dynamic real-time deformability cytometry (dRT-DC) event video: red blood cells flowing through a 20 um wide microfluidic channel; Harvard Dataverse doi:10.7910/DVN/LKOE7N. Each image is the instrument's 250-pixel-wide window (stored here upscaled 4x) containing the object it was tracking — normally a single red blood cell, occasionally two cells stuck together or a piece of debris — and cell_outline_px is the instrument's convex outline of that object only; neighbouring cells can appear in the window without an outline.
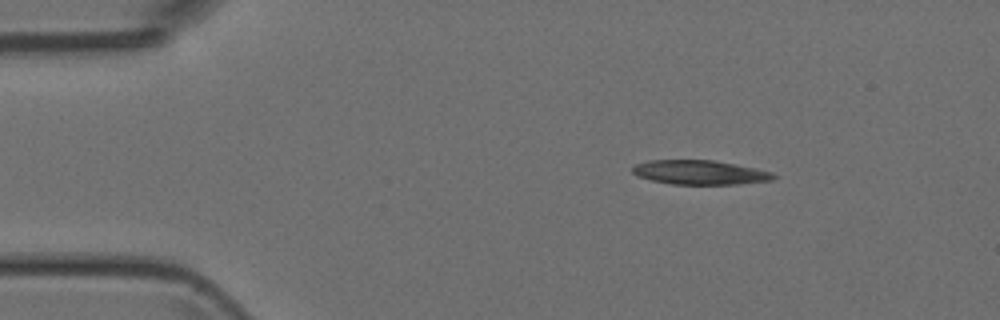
{"species": "Egyptian fruit bat (a non-hibernating species)", "species_latin": "Rousettus aegyptiacus", "temperature_condition": "room temperature", "stored_images_in_passage": 4, "camera_frame_rate_fps": 3000, "um_per_image_px": 0.085, "animal": {"sex": "female"}, "frame": {"image": 1, "passage_image": 1, "time_ms": 0.0, "image_size_px": [1000, 320], "cell_outline_px": [[776, 176], [772, 180], [740, 184], [672, 184], [652, 180], [636, 176], [632, 172], [632, 168], [636, 164], [652, 160], [712, 160], [772, 172]], "centroid_in_image_um": [59.45, 14.66], "position_along_channel_um": 25.5, "area_um2": 19.65}}
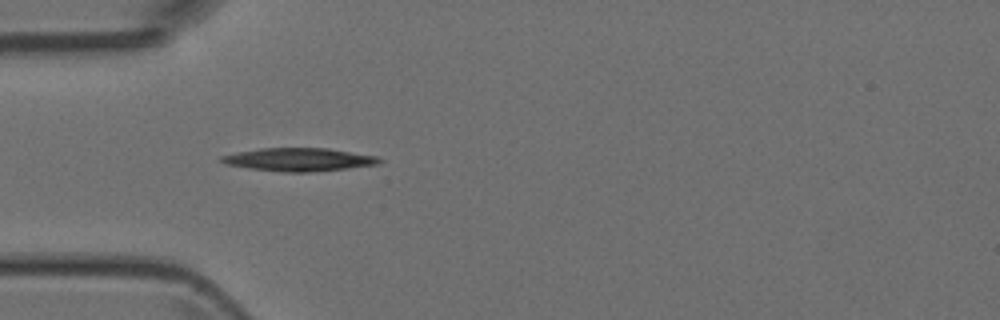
{"frame": {"image": 2, "passage_image": 3, "time_ms": 2.333, "image_size_px": [1000, 320], "cell_outline_px": [[384, 160], [380, 164], [348, 168], [308, 172], [284, 172], [248, 168], [224, 164], [220, 160], [220, 156], [260, 148], [328, 148], [376, 156]], "centroid_in_image_um": [25.42, 13.56], "position_along_channel_um": 59.6, "area_um2": 21.21}}
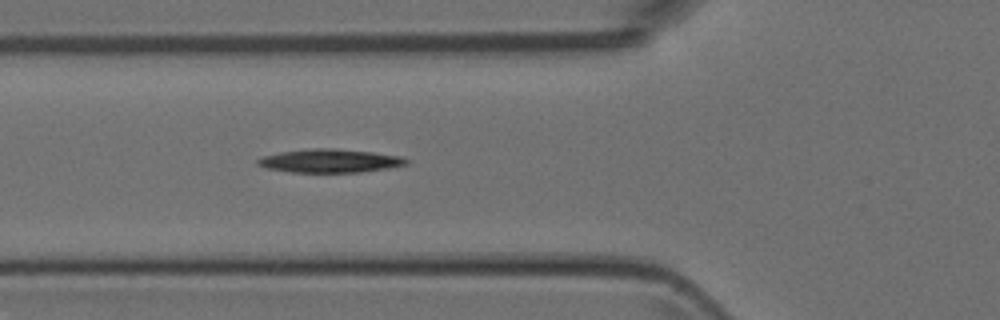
{"frame": {"image": 3, "passage_image": 4, "time_ms": 3.333, "image_size_px": [1000, 320], "cell_outline_px": [[408, 164], [388, 168], [360, 172], [292, 172], [264, 168], [256, 164], [256, 160], [264, 156], [280, 152], [312, 148], [332, 148], [372, 152], [400, 156], [408, 160]], "centroid_in_image_um": [28.01, 13.67], "position_along_channel_um": 97.8, "area_um2": 20.23}}